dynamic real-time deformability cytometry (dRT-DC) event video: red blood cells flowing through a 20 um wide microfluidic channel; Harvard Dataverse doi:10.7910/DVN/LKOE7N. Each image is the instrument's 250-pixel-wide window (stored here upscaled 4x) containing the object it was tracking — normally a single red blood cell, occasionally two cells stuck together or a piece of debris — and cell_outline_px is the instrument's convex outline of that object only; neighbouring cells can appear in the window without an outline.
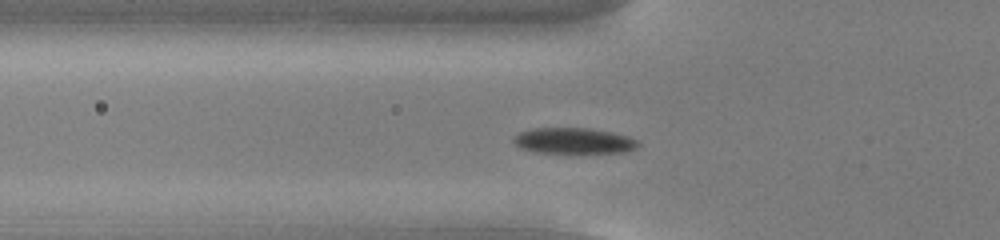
{"species": "common noctule bat (a hibernating species)", "species_latin": "Nyctalus noctula", "temperature_condition": "cold", "stored_images_in_passage": 47, "camera_frame_rate_fps": 3000, "um_per_image_px": 0.085, "animal": {"sex": "male", "body_mass_g": 13.0, "forearm_length_mm": 53.1}, "frame": {"image": 1, "passage_image": 12, "time_ms": 3.667, "image_size_px": [1000, 240], "cell_outline_px": [[640, 144], [636, 148], [628, 152], [536, 152], [524, 148], [516, 144], [512, 140], [512, 136], [520, 132], [532, 128], [592, 128], [612, 132], [628, 136], [640, 140]], "centroid_in_image_um": [48.82, 11.95], "position_along_channel_um": 77.0, "area_um2": 18.73}}
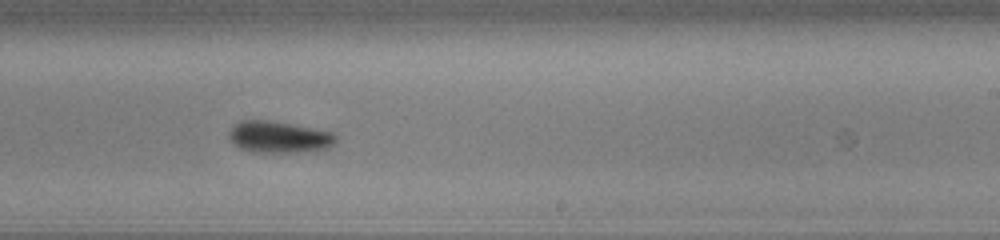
{"frame": {"image": 2, "passage_image": 27, "time_ms": 8.667, "image_size_px": [1000, 240], "cell_outline_px": [[336, 140], [328, 148], [316, 152], [252, 152], [240, 148], [228, 136], [228, 132], [240, 120], [272, 120], [332, 132], [336, 136]], "centroid_in_image_um": [23.74, 11.65], "position_along_channel_um": 265.3, "area_um2": 19.77}}
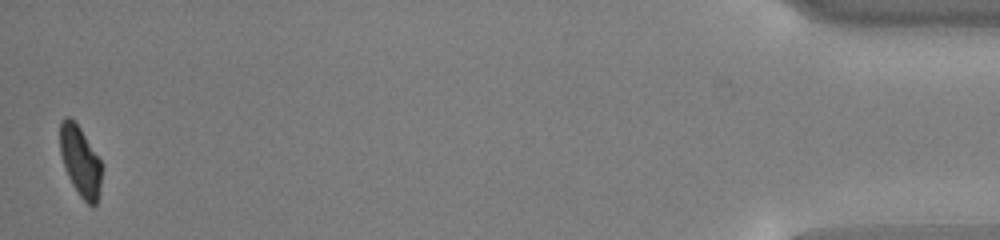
{"frame": {"image": 3, "passage_image": 47, "time_ms": 15.333, "image_size_px": [1000, 240], "cell_outline_px": [[100, 184], [96, 204], [92, 208], [80, 196], [72, 184], [64, 168], [60, 152], [60, 124], [64, 116], [68, 116], [80, 128], [100, 160]], "centroid_in_image_um": [6.79, 13.7], "position_along_channel_um": 428.4, "area_um2": 16.65}, "authors_computed_cell_mechanics": {"area_um2": 18.785, "velocity_mm_per_s": 3.7743, "shape_relaxation_time_tau1_ms": 1.8293, "shape_relaxation_time_tau2_ms": null, "deformation_change_tau1": 0.1131, "deformation_change_tau2": null}}